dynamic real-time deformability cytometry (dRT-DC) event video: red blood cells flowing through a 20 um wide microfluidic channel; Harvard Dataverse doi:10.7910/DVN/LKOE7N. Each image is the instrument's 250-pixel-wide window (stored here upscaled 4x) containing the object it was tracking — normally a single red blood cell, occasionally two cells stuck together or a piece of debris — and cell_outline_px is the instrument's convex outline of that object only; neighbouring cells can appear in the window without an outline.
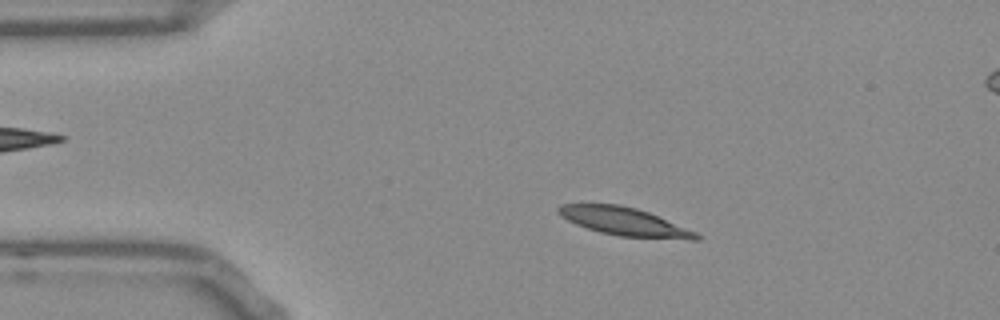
{"species": "Egyptian fruit bat (a non-hibernating species)", "species_latin": "Rousettus aegyptiacus", "temperature_condition": "room temperature", "stored_images_in_passage": 53, "segment_of_instrument_passage": [1, 2], "camera_frame_rate_fps": 3000, "um_per_image_px": 0.085, "frame": {"image": 1, "passage_image": 9, "time_ms": 2.667, "image_size_px": [1000, 320], "cell_outline_px": [[700, 240], [692, 240], [620, 236], [600, 232], [576, 224], [560, 216], [556, 212], [556, 208], [560, 204], [620, 204], [636, 208], [648, 212], [696, 232], [700, 236]], "centroid_in_image_um": [53.04, 18.83], "position_along_channel_um": 32.0, "area_um2": 22.48}}
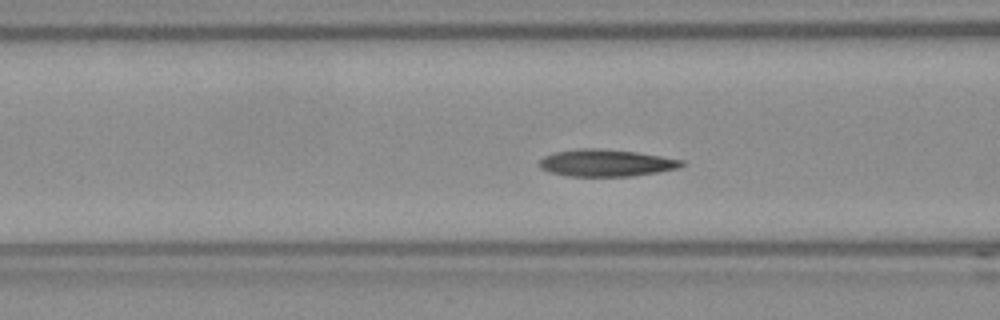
{"frame": {"image": 2, "passage_image": 19, "time_ms": 6.0, "image_size_px": [1000, 320], "cell_outline_px": [[688, 164], [676, 168], [656, 172], [632, 176], [568, 176], [552, 172], [540, 168], [540, 160], [544, 156], [556, 152], [580, 148], [600, 148], [636, 152], [684, 160]], "centroid_in_image_um": [51.54, 13.84], "position_along_channel_um": 115.1, "area_um2": 22.25}}
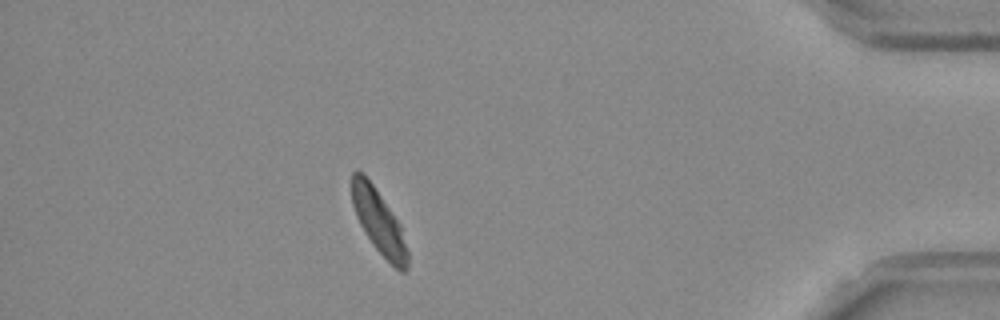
{"frame": {"image": 3, "passage_image": 46, "time_ms": 15.0, "image_size_px": [1000, 320], "cell_outline_px": [[408, 268], [404, 272], [400, 272], [372, 244], [364, 232], [356, 216], [352, 204], [352, 172], [356, 168], [372, 184], [400, 224], [408, 252]], "centroid_in_image_um": [32.19, 18.87], "position_along_channel_um": 403.0, "area_um2": 20.35}}